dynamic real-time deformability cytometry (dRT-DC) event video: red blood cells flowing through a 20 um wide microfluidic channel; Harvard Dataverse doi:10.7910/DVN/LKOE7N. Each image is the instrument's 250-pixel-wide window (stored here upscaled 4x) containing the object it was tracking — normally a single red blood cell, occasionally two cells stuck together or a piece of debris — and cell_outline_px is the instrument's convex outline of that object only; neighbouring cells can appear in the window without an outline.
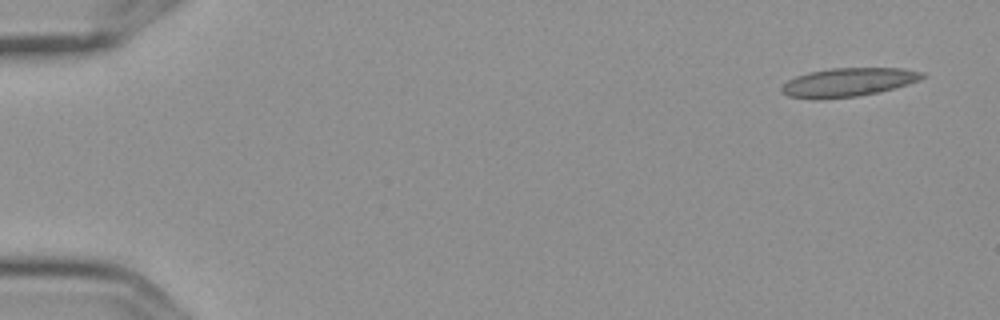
{"species": "Egyptian fruit bat (a non-hibernating species)", "species_latin": "Rousettus aegyptiacus", "temperature_condition": "cold", "stored_images_in_passage": 5, "camera_frame_rate_fps": 3000, "um_per_image_px": 0.085, "frame": {"image": 1, "passage_image": 1, "time_ms": 0.0, "image_size_px": [1000, 320], "cell_outline_px": [[928, 76], [920, 80], [908, 84], [880, 92], [856, 96], [816, 100], [788, 96], [780, 88], [788, 80], [796, 76], [808, 72], [828, 68], [904, 68], [924, 72]], "centroid_in_image_um": [72.13, 6.99], "position_along_channel_um": 12.9, "area_um2": 23.7}}
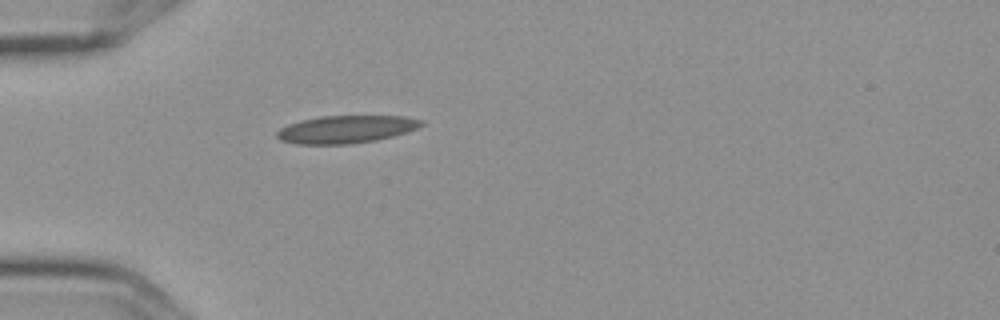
{"frame": {"image": 2, "passage_image": 5, "time_ms": 1.333, "image_size_px": [1000, 320], "cell_outline_px": [[424, 124], [416, 128], [392, 136], [376, 140], [348, 144], [296, 144], [280, 140], [276, 136], [276, 132], [280, 128], [288, 124], [300, 120], [320, 116], [404, 116], [424, 120]], "centroid_in_image_um": [29.38, 10.98], "position_along_channel_um": 55.6, "area_um2": 23.24}}